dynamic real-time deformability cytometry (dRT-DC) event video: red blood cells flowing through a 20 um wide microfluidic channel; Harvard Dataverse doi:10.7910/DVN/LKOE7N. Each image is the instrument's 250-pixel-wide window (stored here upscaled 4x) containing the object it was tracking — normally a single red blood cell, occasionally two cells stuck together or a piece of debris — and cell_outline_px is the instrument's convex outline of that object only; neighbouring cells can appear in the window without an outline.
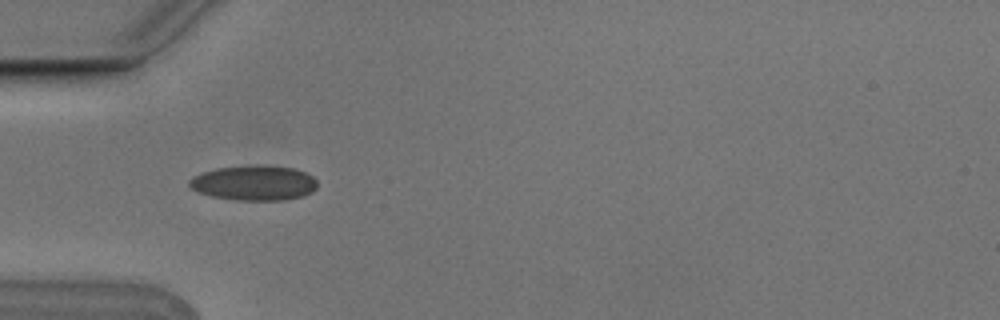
{"species": "Egyptian fruit bat (a non-hibernating species)", "species_latin": "Rousettus aegyptiacus", "temperature_condition": "cold", "stored_images_in_passage": 6, "camera_frame_rate_fps": 3000, "um_per_image_px": 0.085, "animal": {"sex": "male"}, "frame": {"image": 1, "passage_image": 5, "time_ms": 1.333, "image_size_px": [1000, 320], "cell_outline_px": [[316, 188], [312, 192], [304, 196], [284, 200], [236, 200], [212, 196], [196, 192], [188, 184], [188, 180], [192, 176], [216, 168], [256, 164], [264, 164], [296, 168], [312, 176], [316, 180]], "centroid_in_image_um": [21.59, 15.53], "position_along_channel_um": 63.4, "area_um2": 26.47}}